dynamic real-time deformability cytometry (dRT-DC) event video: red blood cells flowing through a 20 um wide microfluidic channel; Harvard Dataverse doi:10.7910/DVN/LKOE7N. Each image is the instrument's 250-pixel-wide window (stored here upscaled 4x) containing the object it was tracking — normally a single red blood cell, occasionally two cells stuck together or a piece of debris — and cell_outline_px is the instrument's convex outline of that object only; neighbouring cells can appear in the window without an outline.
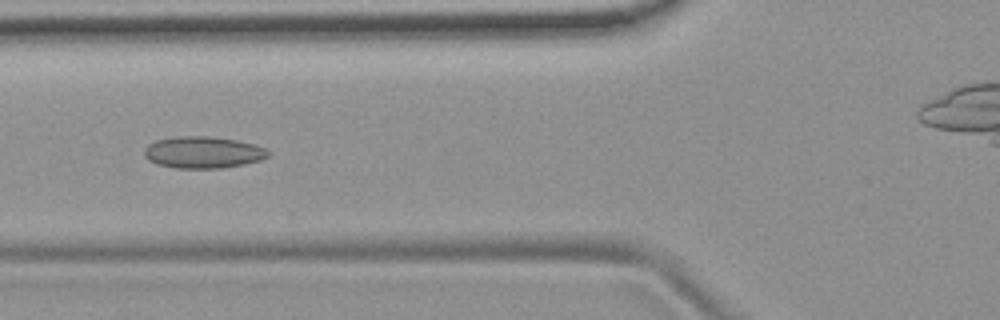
{"species": "common noctule bat (a hibernating species)", "species_latin": "Nyctalus noctula", "temperature_condition": "room temperature", "stored_images_in_passage": 8, "camera_frame_rate_fps": 3000, "um_per_image_px": 0.085, "animal": {"sex": "female", "body_mass_g": 19.9}, "frame": {"image": 1, "passage_image": 6, "time_ms": 6.0, "image_size_px": [1000, 320], "cell_outline_px": [[268, 156], [260, 160], [244, 164], [220, 168], [176, 168], [160, 164], [148, 160], [144, 156], [144, 148], [148, 144], [156, 140], [176, 136], [208, 136], [236, 140], [252, 144], [264, 148], [268, 152]], "centroid_in_image_um": [17.22, 12.94], "position_along_channel_um": 108.6, "area_um2": 22.72}}
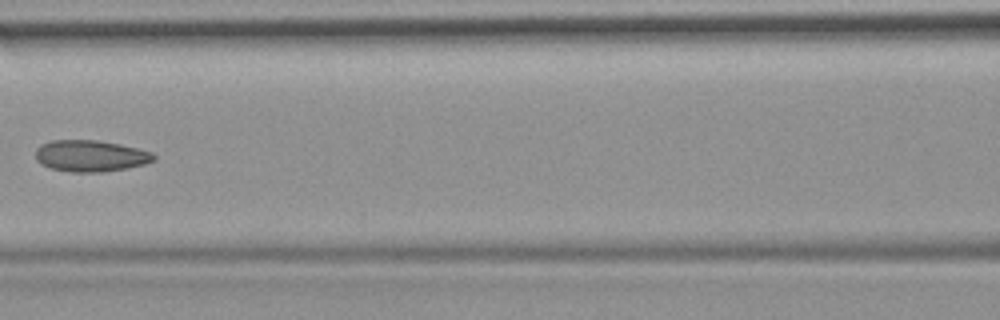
{"frame": {"image": 2, "passage_image": 7, "time_ms": 7.333, "image_size_px": [1000, 320], "cell_outline_px": [[156, 160], [144, 164], [128, 168], [104, 172], [72, 172], [48, 168], [40, 164], [36, 160], [36, 148], [40, 144], [52, 140], [96, 140], [120, 144], [140, 148], [152, 152], [156, 156]], "centroid_in_image_um": [7.7, 13.25], "position_along_channel_um": 158.9, "area_um2": 22.02}}
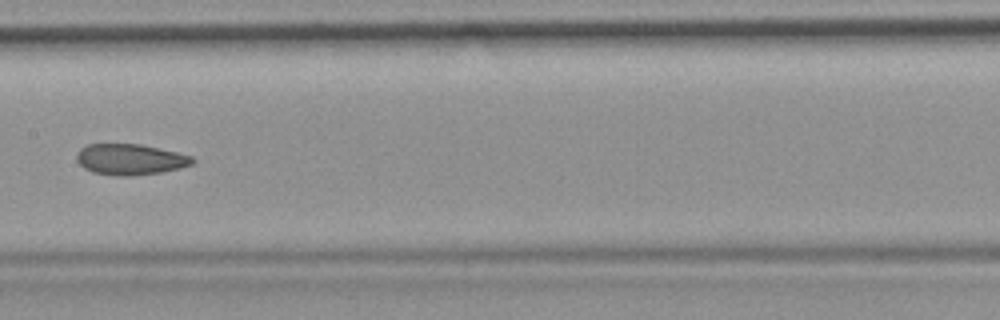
{"frame": {"image": 3, "passage_image": 8, "time_ms": 8.333, "image_size_px": [1000, 320], "cell_outline_px": [[196, 160], [192, 164], [180, 168], [160, 172], [132, 176], [116, 176], [92, 172], [84, 168], [76, 160], [76, 152], [80, 148], [88, 144], [140, 144], [176, 152], [192, 156]], "centroid_in_image_um": [11.04, 13.55], "position_along_channel_um": 196.4, "area_um2": 20.92}}